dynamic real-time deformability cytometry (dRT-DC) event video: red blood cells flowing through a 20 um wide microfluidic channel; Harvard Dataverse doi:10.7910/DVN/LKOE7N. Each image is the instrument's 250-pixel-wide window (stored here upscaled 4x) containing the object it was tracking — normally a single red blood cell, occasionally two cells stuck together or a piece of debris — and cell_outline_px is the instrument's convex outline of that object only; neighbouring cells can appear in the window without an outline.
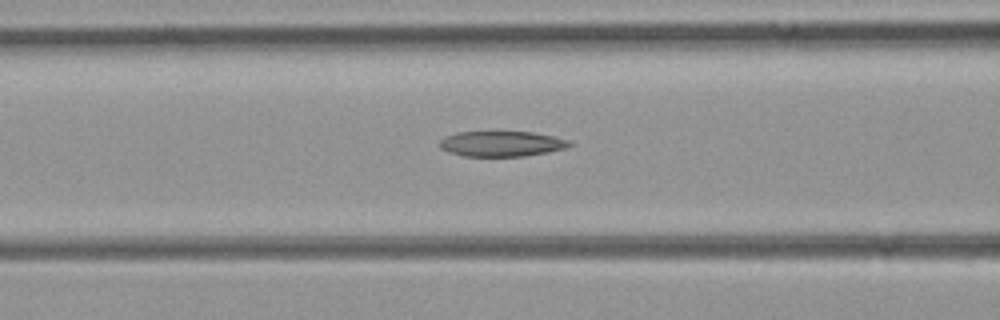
{"species": "common noctule bat (a hibernating species)", "species_latin": "Nyctalus noctula", "temperature_condition": "room temperature", "stored_images_in_passage": 27, "camera_frame_rate_fps": 3000, "um_per_image_px": 0.085, "animal": {"sex": "female", "body_mass_g": 21.9}, "frame": {"image": 1, "passage_image": 6, "time_ms": 1.667, "image_size_px": [1000, 320], "cell_outline_px": [[572, 144], [568, 148], [548, 152], [524, 156], [464, 156], [448, 152], [440, 148], [440, 140], [444, 136], [456, 132], [532, 132], [552, 136], [568, 140]], "centroid_in_image_um": [42.61, 12.22], "position_along_channel_um": 124.0, "area_um2": 19.19}}
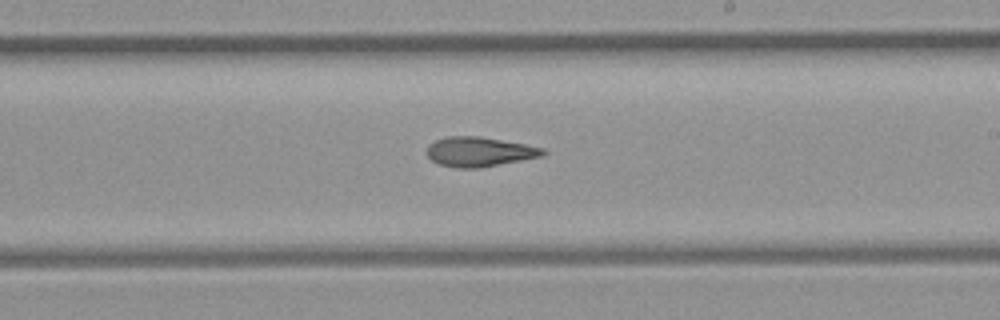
{"frame": {"image": 2, "passage_image": 15, "time_ms": 4.667, "image_size_px": [1000, 320], "cell_outline_px": [[548, 152], [544, 156], [480, 168], [456, 168], [440, 164], [432, 160], [424, 152], [428, 144], [436, 140], [448, 136], [480, 136], [524, 144], [544, 148]], "centroid_in_image_um": [40.74, 12.9], "position_along_channel_um": 248.3, "area_um2": 20.23}}
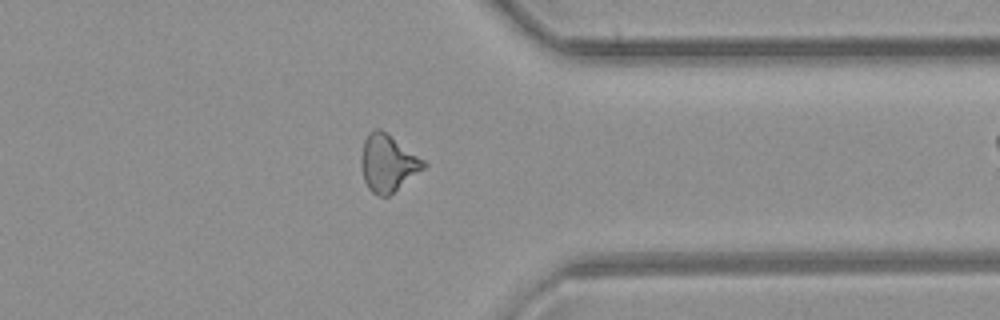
{"frame": {"image": 3, "passage_image": 25, "time_ms": 8.0, "image_size_px": [1000, 320], "cell_outline_px": [[428, 164], [424, 168], [388, 196], [380, 196], [372, 192], [368, 188], [364, 180], [360, 164], [360, 156], [364, 140], [376, 128], [380, 128], [424, 160]], "centroid_in_image_um": [32.94, 13.87], "position_along_channel_um": 378.5, "area_um2": 20.4}}